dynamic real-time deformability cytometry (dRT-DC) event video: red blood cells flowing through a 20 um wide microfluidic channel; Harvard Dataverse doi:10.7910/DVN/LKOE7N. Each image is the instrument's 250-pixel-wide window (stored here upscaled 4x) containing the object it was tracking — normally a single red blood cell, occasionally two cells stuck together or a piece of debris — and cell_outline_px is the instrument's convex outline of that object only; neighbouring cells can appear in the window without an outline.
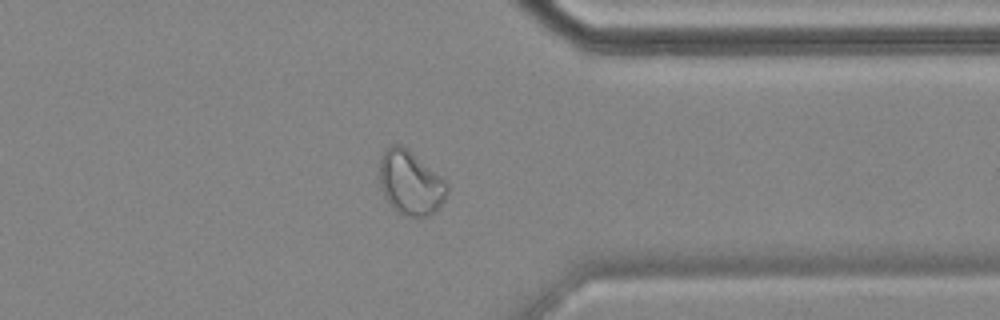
{"species": "common noctule bat (a hibernating species)", "species_latin": "Nyctalus noctula", "temperature_condition": "cold", "stored_images_in_passage": 42, "camera_frame_rate_fps": 3000, "um_per_image_px": 0.085, "animal": {"sex": "female", "body_mass_g": 18.4}, "frame": {"image": 1, "passage_image": 30, "time_ms": 9.667, "image_size_px": [1000, 320], "cell_outline_px": [[448, 192], [444, 200], [428, 216], [408, 216], [396, 212], [388, 204], [384, 196], [380, 184], [380, 160], [384, 152], [392, 144], [400, 144], [408, 148], [448, 180]], "centroid_in_image_um": [34.91, 15.52], "position_along_channel_um": 376.5, "area_um2": 25.55}, "authors_computed_cell_mechanics": {"area_um2": 21.9351, "velocity_mm_per_s": 3.4857, "shape_relaxation_time_tau1_ms": null, "shape_relaxation_time_tau2_ms": 0.957, "deformation_change_tau1": null, "deformation_change_tau2": 0.0519}}